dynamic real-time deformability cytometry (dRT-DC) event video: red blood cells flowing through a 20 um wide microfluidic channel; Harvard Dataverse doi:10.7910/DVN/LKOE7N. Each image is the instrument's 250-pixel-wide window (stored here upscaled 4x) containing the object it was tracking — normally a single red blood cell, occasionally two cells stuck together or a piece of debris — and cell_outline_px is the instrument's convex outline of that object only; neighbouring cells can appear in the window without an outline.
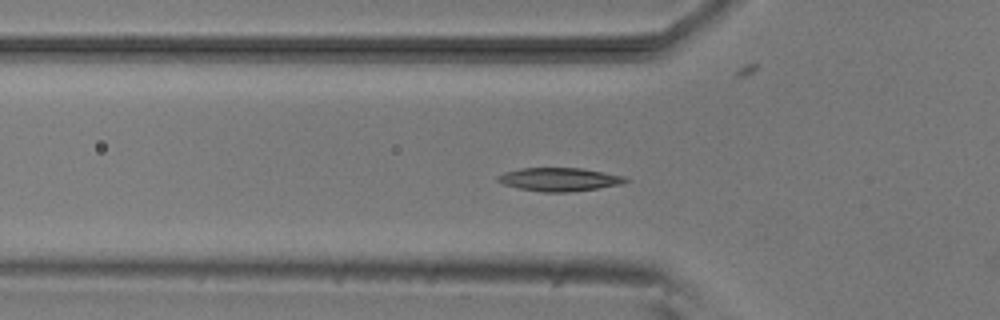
{"species": "common noctule bat (a hibernating species)", "species_latin": "Nyctalus noctula", "temperature_condition": "room temperature", "stored_images_in_passage": 5, "camera_frame_rate_fps": 3000, "um_per_image_px": 0.085, "animal": {"sex": "male", "body_mass_g": 20.5, "forearm_length_mm": 52.5}, "frame": {"image": 1, "passage_image": 4, "time_ms": 1.0, "image_size_px": [1000, 320], "cell_outline_px": [[632, 180], [624, 184], [568, 192], [544, 192], [520, 188], [504, 184], [496, 180], [496, 176], [504, 172], [520, 168], [580, 168], [624, 176]], "centroid_in_image_um": [47.56, 15.24], "position_along_channel_um": 78.2, "area_um2": 17.34}}